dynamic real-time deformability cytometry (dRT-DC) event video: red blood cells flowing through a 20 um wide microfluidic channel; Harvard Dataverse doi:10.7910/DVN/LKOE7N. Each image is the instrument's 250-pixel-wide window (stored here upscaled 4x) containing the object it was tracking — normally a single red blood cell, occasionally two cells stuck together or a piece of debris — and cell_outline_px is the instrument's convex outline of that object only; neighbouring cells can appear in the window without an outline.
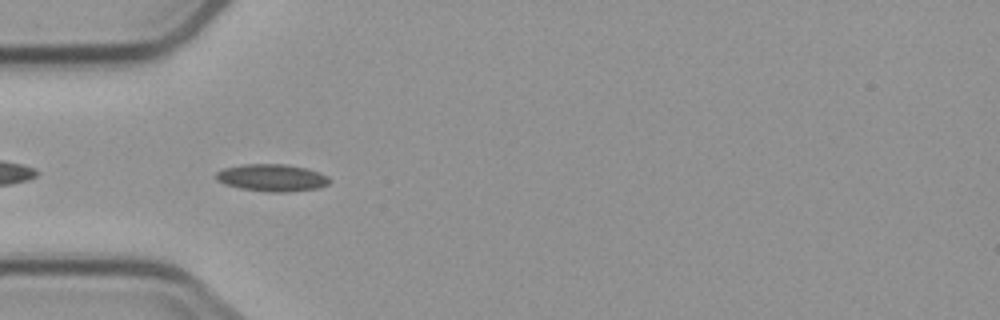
{"species": "common noctule bat (a hibernating species)", "species_latin": "Nyctalus noctula", "temperature_condition": "cold", "stored_images_in_passage": 8, "camera_frame_rate_fps": 3000, "um_per_image_px": 0.085, "animal": {"sex": "male", "body_mass_g": 23.1, "forearm_length_mm": 52.7}, "frame": {"image": 1, "passage_image": 5, "time_ms": 5.333, "image_size_px": [1000, 320], "cell_outline_px": [[332, 180], [328, 184], [320, 188], [288, 192], [268, 192], [240, 188], [224, 184], [216, 180], [216, 172], [224, 168], [244, 164], [284, 164], [304, 168], [320, 172], [328, 176]], "centroid_in_image_um": [23.13, 15.11], "position_along_channel_um": 61.9, "area_um2": 18.09}}
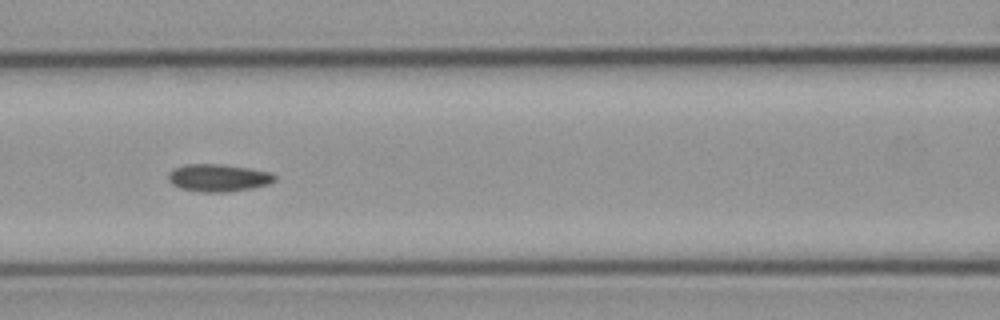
{"frame": {"image": 2, "passage_image": 7, "time_ms": 7.667, "image_size_px": [1000, 320], "cell_outline_px": [[276, 180], [268, 184], [252, 188], [228, 192], [200, 192], [180, 188], [172, 184], [168, 180], [168, 172], [172, 168], [184, 164], [220, 164], [252, 168], [272, 172], [276, 176]], "centroid_in_image_um": [18.55, 15.1], "position_along_channel_um": 148.0, "area_um2": 17.34}}
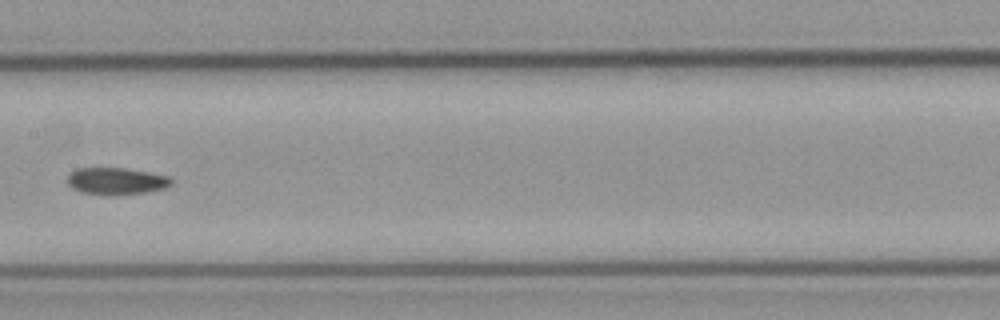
{"frame": {"image": 3, "passage_image": 8, "time_ms": 9.0, "image_size_px": [1000, 320], "cell_outline_px": [[172, 184], [164, 188], [144, 192], [112, 196], [80, 192], [72, 188], [68, 184], [68, 176], [76, 168], [124, 168], [148, 172], [168, 176], [172, 180]], "centroid_in_image_um": [9.86, 15.4], "position_along_channel_um": 197.5, "area_um2": 16.3}}